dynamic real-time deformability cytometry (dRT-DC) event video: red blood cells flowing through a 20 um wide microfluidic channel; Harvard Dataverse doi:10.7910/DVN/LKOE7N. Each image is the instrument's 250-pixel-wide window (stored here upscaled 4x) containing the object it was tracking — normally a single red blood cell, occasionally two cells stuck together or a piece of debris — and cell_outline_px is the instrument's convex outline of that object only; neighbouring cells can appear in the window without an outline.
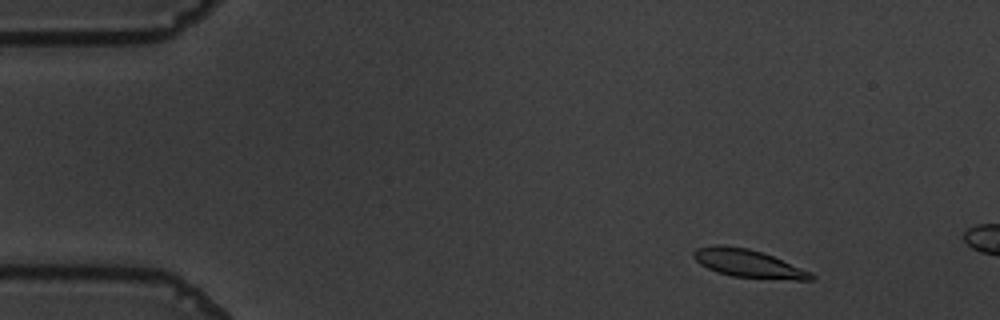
{"species": "common noctule bat (a hibernating species)", "species_latin": "Nyctalus noctula", "temperature_condition": "warm", "stored_images_in_passage": 10, "camera_frame_rate_fps": 3000, "um_per_image_px": 0.085, "animal": {"sex": "male", "body_mass_g": 19.5, "forearm_length_mm": 54.6}, "frame": {"image": 1, "passage_image": 5, "time_ms": 1.333, "image_size_px": [1000, 320], "cell_outline_px": [[808, 276], [740, 276], [724, 272], [712, 268], [704, 264], [700, 260], [708, 248], [740, 248], [756, 252], [780, 260], [788, 264]], "centroid_in_image_um": [63.5, 22.38], "position_along_channel_um": 21.5, "area_um2": 14.16}}